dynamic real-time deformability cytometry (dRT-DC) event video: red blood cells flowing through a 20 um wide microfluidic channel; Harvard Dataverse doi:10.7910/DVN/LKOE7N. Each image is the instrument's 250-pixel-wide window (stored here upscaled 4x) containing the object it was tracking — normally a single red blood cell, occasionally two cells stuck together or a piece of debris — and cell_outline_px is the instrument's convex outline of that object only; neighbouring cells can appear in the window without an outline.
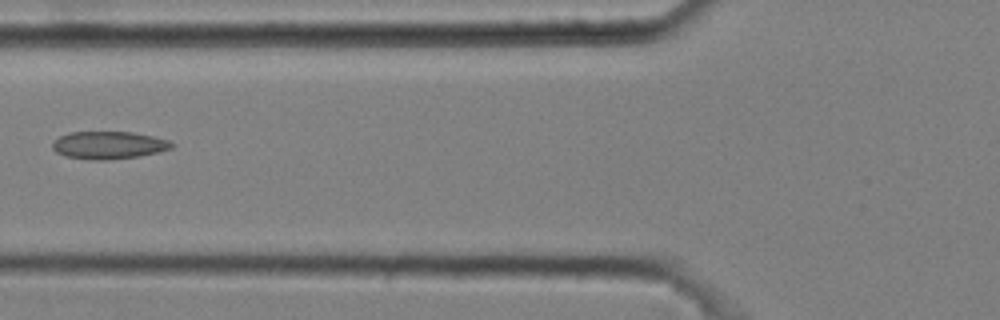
{"species": "common noctule bat (a hibernating species)", "species_latin": "Nyctalus noctula", "temperature_condition": "cold", "stored_images_in_passage": 8, "camera_frame_rate_fps": 3000, "um_per_image_px": 0.085, "animal": {"sex": "male", "body_mass_g": 20.4}, "frame": {"image": 1, "passage_image": 5, "time_ms": 1.333, "image_size_px": [1000, 320], "cell_outline_px": [[176, 144], [172, 148], [160, 152], [140, 156], [108, 160], [88, 160], [64, 156], [56, 152], [52, 148], [52, 144], [60, 136], [68, 132], [132, 132], [152, 136], [168, 140]], "centroid_in_image_um": [9.25, 12.35], "position_along_channel_um": 116.6, "area_um2": 19.36}}
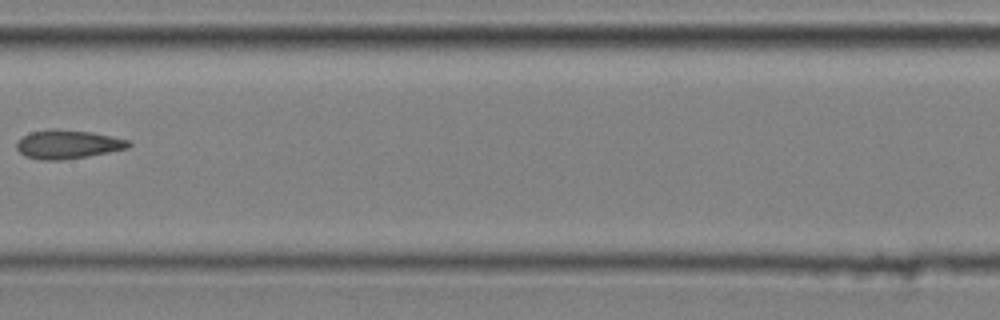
{"frame": {"image": 2, "passage_image": 7, "time_ms": 2.0, "image_size_px": [1000, 320], "cell_outline_px": [[132, 144], [128, 148], [88, 156], [60, 160], [40, 160], [24, 156], [16, 148], [16, 140], [32, 132], [92, 132], [128, 140]], "centroid_in_image_um": [5.76, 12.32], "position_along_channel_um": 201.6, "area_um2": 17.86}}
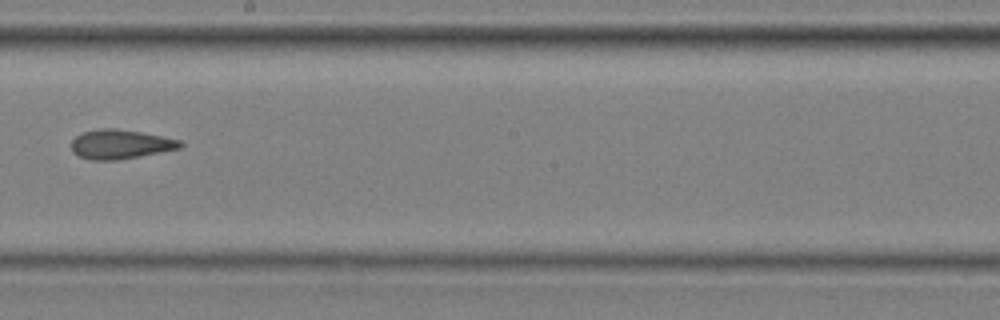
{"frame": {"image": 3, "passage_image": 8, "time_ms": 2.333, "image_size_px": [1000, 320], "cell_outline_px": [[184, 144], [180, 148], [140, 156], [116, 160], [92, 160], [80, 156], [72, 152], [72, 140], [76, 136], [84, 132], [100, 128], [116, 128], [140, 132], [180, 140]], "centroid_in_image_um": [10.22, 12.26], "position_along_channel_um": 238.0, "area_um2": 18.38}}